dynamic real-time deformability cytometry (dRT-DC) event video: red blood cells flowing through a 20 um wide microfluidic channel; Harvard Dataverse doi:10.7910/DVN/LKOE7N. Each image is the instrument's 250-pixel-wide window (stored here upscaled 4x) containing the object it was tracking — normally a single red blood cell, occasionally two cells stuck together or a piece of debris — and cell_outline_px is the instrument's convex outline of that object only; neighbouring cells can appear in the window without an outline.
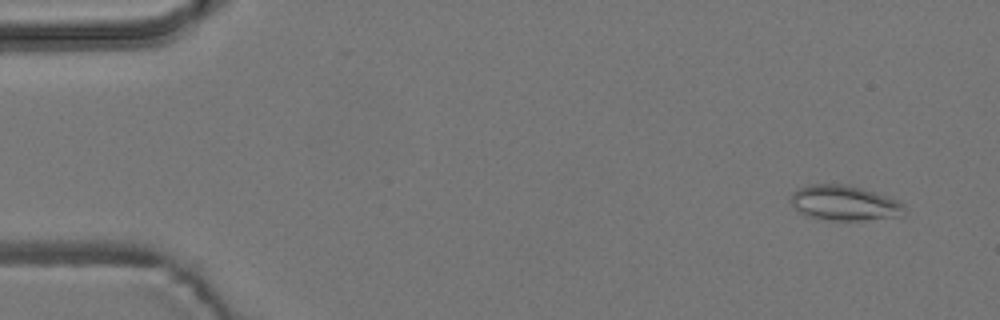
{"species": "common noctule bat (a hibernating species)", "species_latin": "Nyctalus noctula", "temperature_condition": "room temperature", "stored_images_in_passage": 8, "camera_frame_rate_fps": 3000, "um_per_image_px": 0.085, "animal": {"sex": "male", "body_mass_g": 19.2, "forearm_length_mm": 51.8}, "frame": {"image": 1, "passage_image": 2, "time_ms": 1.0, "image_size_px": [1000, 320], "cell_outline_px": [[904, 216], [860, 220], [832, 220], [808, 216], [800, 212], [792, 204], [792, 192], [800, 188], [812, 184], [844, 184], [860, 188], [900, 200], [904, 204]], "centroid_in_image_um": [71.82, 17.25], "position_along_channel_um": 13.2, "area_um2": 22.95}}
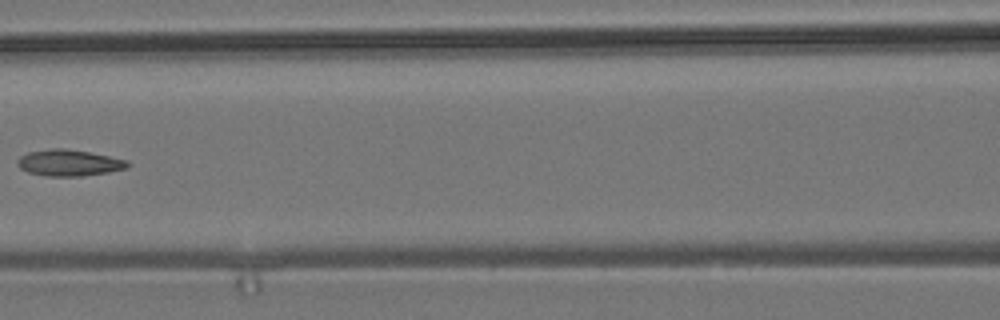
{"frame": {"image": 2, "passage_image": 7, "time_ms": 8.0, "image_size_px": [1000, 320], "cell_outline_px": [[132, 164], [128, 168], [108, 172], [80, 176], [48, 176], [28, 172], [20, 168], [16, 164], [16, 160], [20, 156], [28, 152], [52, 148], [64, 148], [88, 152], [128, 160]], "centroid_in_image_um": [5.87, 13.84], "position_along_channel_um": 160.7, "area_um2": 16.94}}
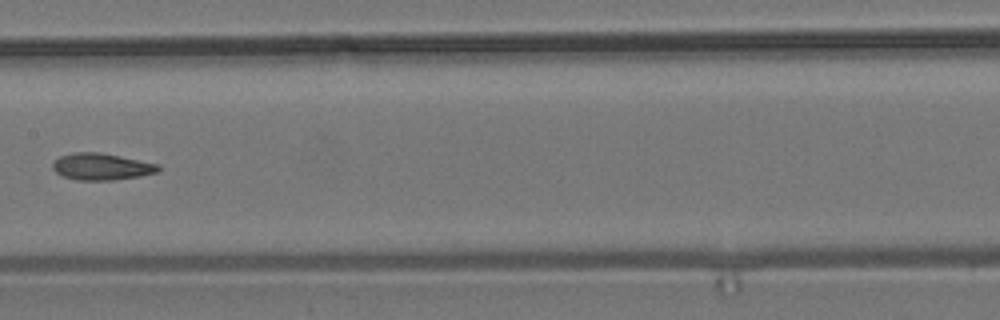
{"frame": {"image": 3, "passage_image": 8, "time_ms": 9.0, "image_size_px": [1000, 320], "cell_outline_px": [[160, 172], [140, 176], [116, 180], [76, 180], [64, 176], [56, 172], [52, 168], [52, 164], [60, 156], [76, 152], [100, 152], [160, 164]], "centroid_in_image_um": [8.67, 14.17], "position_along_channel_um": 198.7, "area_um2": 16.53}}